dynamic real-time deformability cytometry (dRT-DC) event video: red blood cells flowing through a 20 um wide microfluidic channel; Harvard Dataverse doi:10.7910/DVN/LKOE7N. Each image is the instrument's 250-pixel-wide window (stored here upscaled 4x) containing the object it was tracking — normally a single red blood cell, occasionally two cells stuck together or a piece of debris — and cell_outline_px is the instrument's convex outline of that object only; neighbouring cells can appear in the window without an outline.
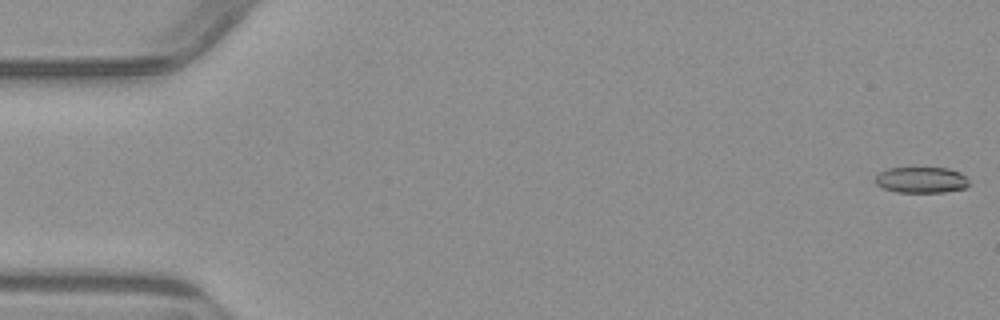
{"species": "common noctule bat (a hibernating species)", "species_latin": "Nyctalus noctula", "temperature_condition": "warm", "stored_images_in_passage": 5, "camera_frame_rate_fps": 3000, "um_per_image_px": 0.085, "animal": {"sex": "male", "body_mass_g": 23.1, "forearm_length_mm": 52.7}, "frame": {"image": 1, "passage_image": 1, "time_ms": 0.0, "image_size_px": [1000, 320], "cell_outline_px": [[968, 184], [964, 188], [944, 192], [896, 192], [884, 188], [876, 184], [876, 176], [880, 172], [888, 168], [948, 168], [960, 172], [968, 176]], "centroid_in_image_um": [78.34, 15.29], "position_along_channel_um": 6.7, "area_um2": 14.16}}
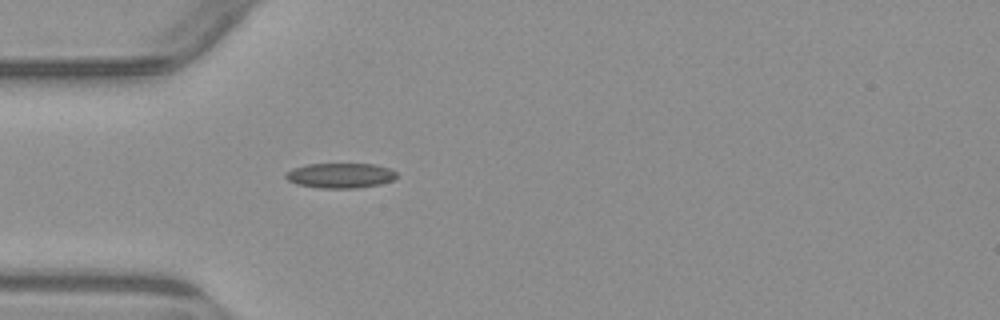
{"frame": {"image": 2, "passage_image": 5, "time_ms": 5.0, "image_size_px": [1000, 320], "cell_outline_px": [[396, 176], [392, 180], [380, 184], [356, 188], [320, 188], [296, 184], [288, 180], [284, 176], [284, 172], [292, 168], [308, 164], [376, 164], [392, 168], [396, 172]], "centroid_in_image_um": [28.91, 14.91], "position_along_channel_um": 56.1, "area_um2": 16.3}}